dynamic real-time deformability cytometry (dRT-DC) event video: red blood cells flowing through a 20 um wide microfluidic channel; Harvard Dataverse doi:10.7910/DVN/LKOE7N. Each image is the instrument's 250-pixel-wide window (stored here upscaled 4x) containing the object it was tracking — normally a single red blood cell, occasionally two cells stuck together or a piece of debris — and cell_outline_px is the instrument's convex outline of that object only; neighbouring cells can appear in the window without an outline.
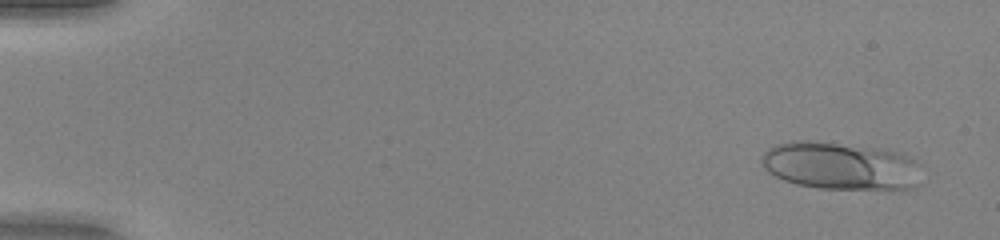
{"species": "human", "species_latin": "Homo sapiens", "temperature_condition": "warm", "stored_images_in_passage": 51, "camera_frame_rate_fps": 3000, "um_per_image_px": 0.085, "donor": {"sex": "female"}, "frame": {"image": 1, "passage_image": 3, "time_ms": 0.667, "image_size_px": [1000, 240], "cell_outline_px": [[920, 184], [916, 188], [900, 192], [892, 192], [820, 188], [796, 184], [784, 180], [768, 172], [760, 164], [760, 160], [764, 152], [768, 148], [776, 144], [792, 140], [808, 140], [888, 148], [912, 156], [920, 164]], "centroid_in_image_um": [71.58, 14.13], "position_along_channel_um": 13.4, "area_um2": 46.64}}
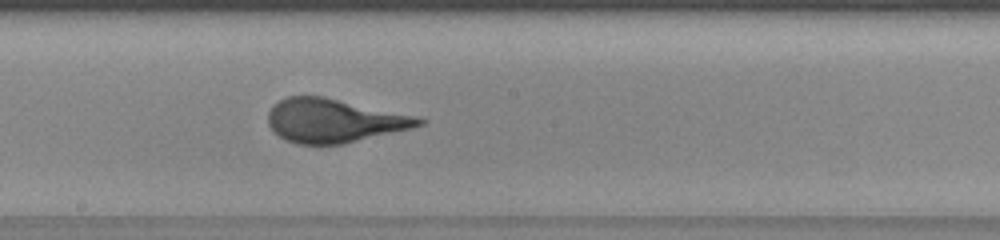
{"frame": {"image": 2, "passage_image": 29, "time_ms": 9.333, "image_size_px": [1000, 240], "cell_outline_px": [[428, 120], [424, 124], [412, 128], [340, 144], [296, 144], [284, 140], [268, 124], [268, 112], [272, 104], [288, 96], [324, 96], [416, 116]], "centroid_in_image_um": [28.37, 10.24], "position_along_channel_um": 219.8, "area_um2": 38.21}}
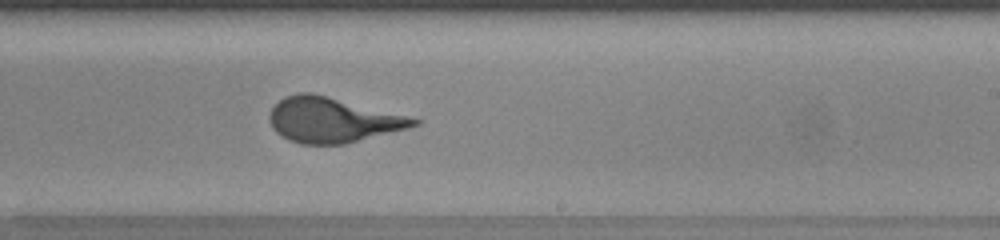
{"frame": {"image": 3, "passage_image": 32, "time_ms": 10.333, "image_size_px": [1000, 240], "cell_outline_px": [[424, 120], [420, 124], [408, 128], [344, 144], [300, 144], [288, 140], [276, 132], [272, 128], [268, 120], [268, 116], [272, 108], [284, 96], [300, 92], [312, 92]], "centroid_in_image_um": [28.24, 10.19], "position_along_channel_um": 260.8, "area_um2": 37.86}, "authors_computed_cell_mechanics": {"area_um2": 38.2058, "velocity_mm_per_s": 4.102, "shape_relaxation_time_tau1_ms": 5.18, "shape_relaxation_time_tau2_ms": null, "deformation_change_tau1": 0.2359, "deformation_change_tau2": null}}